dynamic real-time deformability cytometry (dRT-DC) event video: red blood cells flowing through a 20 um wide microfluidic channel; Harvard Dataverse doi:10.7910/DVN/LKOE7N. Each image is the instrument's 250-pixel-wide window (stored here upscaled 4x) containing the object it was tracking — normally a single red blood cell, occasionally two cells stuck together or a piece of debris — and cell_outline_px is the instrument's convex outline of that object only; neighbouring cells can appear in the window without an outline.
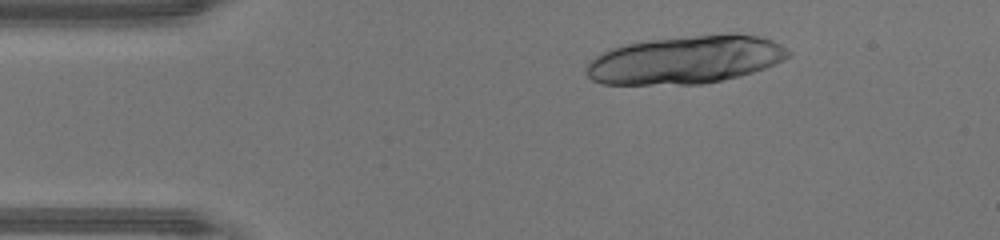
{"species": "human", "species_latin": "Homo sapiens", "temperature_condition": "warm", "stored_images_in_passage": 15, "camera_frame_rate_fps": 3000, "um_per_image_px": 0.085, "donor": {"sex": "male"}, "frame": {"image": 1, "passage_image": 7, "time_ms": 2.0, "image_size_px": [1000, 240], "cell_outline_px": [[792, 52], [788, 56], [764, 68], [752, 72], [704, 84], [604, 84], [592, 80], [588, 76], [588, 60], [612, 48], [628, 44], [652, 40], [728, 32], [732, 32], [760, 36], [772, 40], [780, 44]], "centroid_in_image_um": [58.29, 5.07], "position_along_channel_um": 26.7, "area_um2": 56.07}}